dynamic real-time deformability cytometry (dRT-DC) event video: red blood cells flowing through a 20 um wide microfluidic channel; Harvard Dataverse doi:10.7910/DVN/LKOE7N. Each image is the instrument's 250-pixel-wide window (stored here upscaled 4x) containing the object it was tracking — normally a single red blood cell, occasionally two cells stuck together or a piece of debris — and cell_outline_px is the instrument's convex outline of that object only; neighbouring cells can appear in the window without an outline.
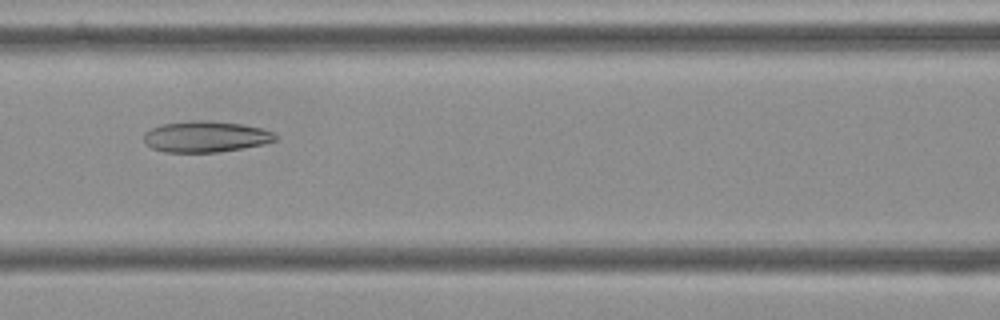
{"species": "Egyptian fruit bat (a non-hibernating species)", "species_latin": "Rousettus aegyptiacus", "temperature_condition": "cold", "stored_images_in_passage": 55, "camera_frame_rate_fps": 3000, "um_per_image_px": 0.085, "frame": {"image": 1, "passage_image": 24, "time_ms": 7.667, "image_size_px": [1000, 320], "cell_outline_px": [[276, 140], [264, 144], [216, 152], [164, 152], [152, 148], [144, 144], [144, 132], [160, 124], [192, 120], [208, 120], [244, 124], [264, 128], [272, 132], [276, 136]], "centroid_in_image_um": [17.46, 11.6], "position_along_channel_um": 149.1, "area_um2": 23.99}}
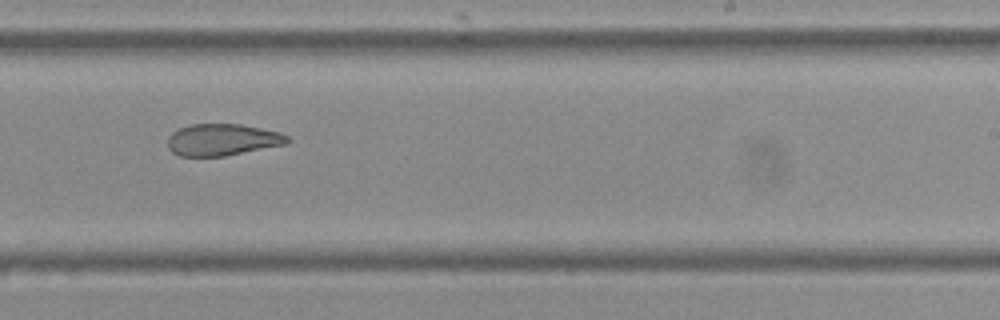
{"frame": {"image": 2, "passage_image": 34, "time_ms": 11.0, "image_size_px": [1000, 320], "cell_outline_px": [[292, 140], [288, 144], [224, 156], [180, 156], [172, 152], [168, 148], [168, 136], [172, 132], [180, 128], [192, 124], [240, 124], [280, 132], [288, 136]], "centroid_in_image_um": [18.93, 11.88], "position_along_channel_um": 270.1, "area_um2": 22.25}}
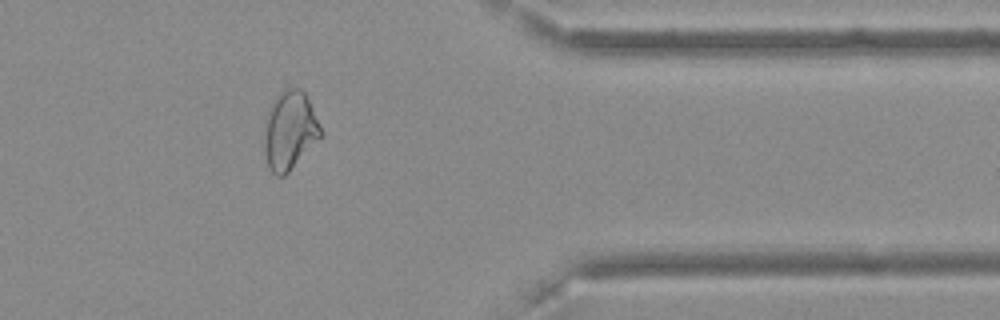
{"frame": {"image": 3, "passage_image": 45, "time_ms": 14.667, "image_size_px": [1000, 320], "cell_outline_px": [[324, 132], [288, 172], [284, 176], [276, 176], [268, 168], [264, 152], [264, 120], [268, 108], [276, 96], [280, 92], [288, 88], [300, 88], [304, 92]], "centroid_in_image_um": [24.58, 11.08], "position_along_channel_um": 386.8, "area_um2": 25.78}, "authors_computed_cell_mechanics": {"area_um2": 26.9926, "velocity_mm_per_s": 3.6407, "shape_relaxation_time_tau1_ms": null, "shape_relaxation_time_tau2_ms": 3.9234, "deformation_change_tau1": null, "deformation_change_tau2": 0.1171}}